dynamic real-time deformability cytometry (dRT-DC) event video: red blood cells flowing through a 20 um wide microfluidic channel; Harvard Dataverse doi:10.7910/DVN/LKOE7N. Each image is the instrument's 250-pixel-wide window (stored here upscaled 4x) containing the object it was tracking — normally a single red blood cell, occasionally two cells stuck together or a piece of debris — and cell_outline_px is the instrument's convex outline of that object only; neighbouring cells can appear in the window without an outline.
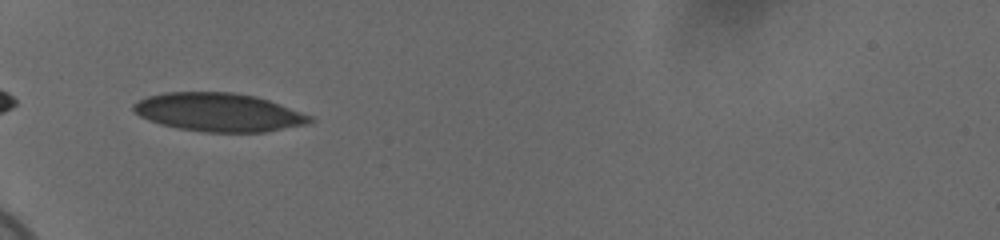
{"species": "human", "species_latin": "Homo sapiens", "temperature_condition": "cold", "stored_images_in_passage": 37, "camera_frame_rate_fps": 3000, "um_per_image_px": 0.085, "donor": {"sex": "female"}, "frame": {"image": 1, "passage_image": 1, "time_ms": 0.0, "image_size_px": [1000, 240], "cell_outline_px": [[316, 120], [312, 124], [264, 132], [204, 132], [176, 128], [160, 124], [148, 120], [140, 116], [132, 108], [132, 104], [148, 96], [168, 92], [232, 92], [256, 96], [268, 100], [312, 116]], "centroid_in_image_um": [18.62, 9.55], "position_along_channel_um": 66.4, "area_um2": 39.65}}
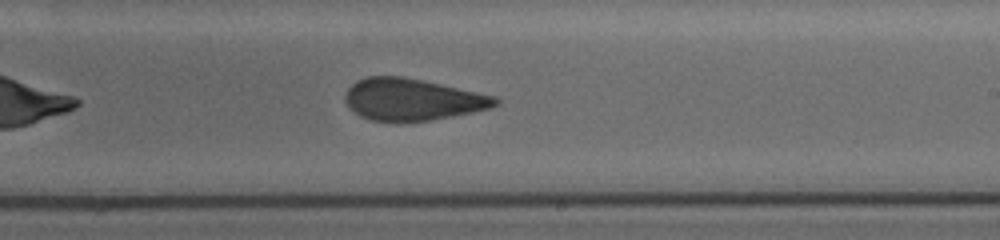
{"frame": {"image": 2, "passage_image": 17, "time_ms": 5.333, "image_size_px": [1000, 240], "cell_outline_px": [[500, 104], [492, 108], [452, 116], [428, 120], [372, 120], [360, 116], [344, 100], [344, 96], [348, 88], [356, 80], [368, 76], [404, 76], [424, 80], [496, 96], [500, 100]], "centroid_in_image_um": [35.08, 8.43], "position_along_channel_um": 253.9, "area_um2": 36.3}}
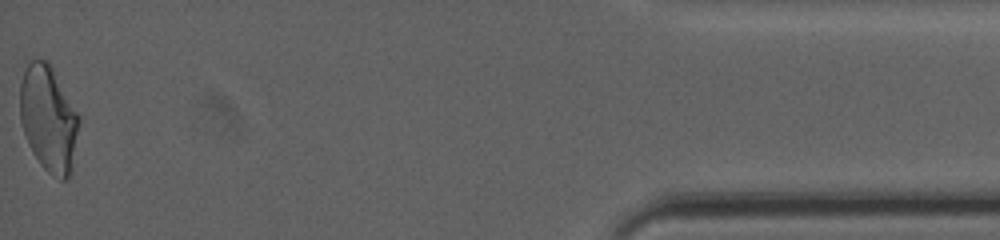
{"frame": {"image": 3, "passage_image": 37, "time_ms": 12.0, "image_size_px": [1000, 240], "cell_outline_px": [[80, 120], [68, 176], [64, 180], [60, 180], [52, 176], [40, 164], [32, 152], [28, 144], [20, 120], [20, 84], [24, 60], [48, 60], [80, 116]], "centroid_in_image_um": [4.08, 10.0], "position_along_channel_um": 431.1, "area_um2": 36.41}, "authors_computed_cell_mechanics": {"area_um2": 37.1654, "velocity_mm_per_s": 3.7008, "shape_relaxation_time_tau1_ms": 6.9524, "shape_relaxation_time_tau2_ms": 1.9296, "deformation_change_tau1": 0.1691, "deformation_change_tau2": 0.0869}}